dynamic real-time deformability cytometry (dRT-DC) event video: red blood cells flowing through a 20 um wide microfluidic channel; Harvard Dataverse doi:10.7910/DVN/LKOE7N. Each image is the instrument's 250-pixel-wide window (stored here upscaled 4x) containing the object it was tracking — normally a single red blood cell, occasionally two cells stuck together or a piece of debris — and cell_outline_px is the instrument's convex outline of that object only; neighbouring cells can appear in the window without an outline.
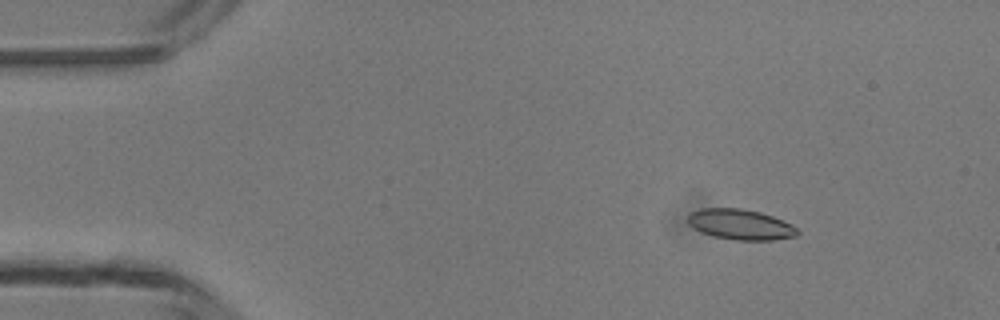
{"species": "common noctule bat (a hibernating species)", "species_latin": "Nyctalus noctula", "temperature_condition": "room temperature", "stored_images_in_passage": 3, "camera_frame_rate_fps": 3000, "um_per_image_px": 0.085, "animal": {"sex": "male", "body_mass_g": 13.3}, "frame": {"image": 1, "passage_image": 1, "time_ms": 0.0, "image_size_px": [1000, 320], "cell_outline_px": [[800, 232], [796, 236], [772, 240], [736, 240], [716, 236], [700, 232], [692, 228], [688, 224], [688, 212], [700, 208], [740, 208], [760, 212], [772, 216], [792, 224]], "centroid_in_image_um": [62.91, 19.07], "position_along_channel_um": 22.1, "area_um2": 19.54}}